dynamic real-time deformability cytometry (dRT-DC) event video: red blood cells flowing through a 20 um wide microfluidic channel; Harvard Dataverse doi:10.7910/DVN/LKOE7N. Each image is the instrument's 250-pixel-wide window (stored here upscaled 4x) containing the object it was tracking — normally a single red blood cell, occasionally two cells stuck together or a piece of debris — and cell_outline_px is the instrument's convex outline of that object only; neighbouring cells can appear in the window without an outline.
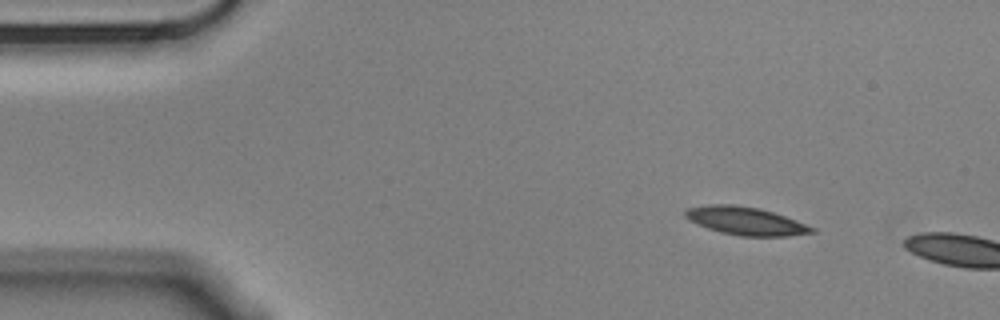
{"species": "Egyptian fruit bat (a non-hibernating species)", "species_latin": "Rousettus aegyptiacus", "temperature_condition": "cold", "stored_images_in_passage": 4, "camera_frame_rate_fps": 3000, "um_per_image_px": 0.085, "animal": {"sex": "male"}, "frame": {"image": 1, "passage_image": 1, "time_ms": 0.0, "image_size_px": [1000, 320], "cell_outline_px": [[816, 232], [788, 236], [740, 236], [720, 232], [708, 228], [688, 220], [684, 216], [684, 212], [688, 208], [712, 204], [732, 204], [760, 208], [784, 216], [816, 228]], "centroid_in_image_um": [63.37, 18.78], "position_along_channel_um": 21.6, "area_um2": 20.58}}